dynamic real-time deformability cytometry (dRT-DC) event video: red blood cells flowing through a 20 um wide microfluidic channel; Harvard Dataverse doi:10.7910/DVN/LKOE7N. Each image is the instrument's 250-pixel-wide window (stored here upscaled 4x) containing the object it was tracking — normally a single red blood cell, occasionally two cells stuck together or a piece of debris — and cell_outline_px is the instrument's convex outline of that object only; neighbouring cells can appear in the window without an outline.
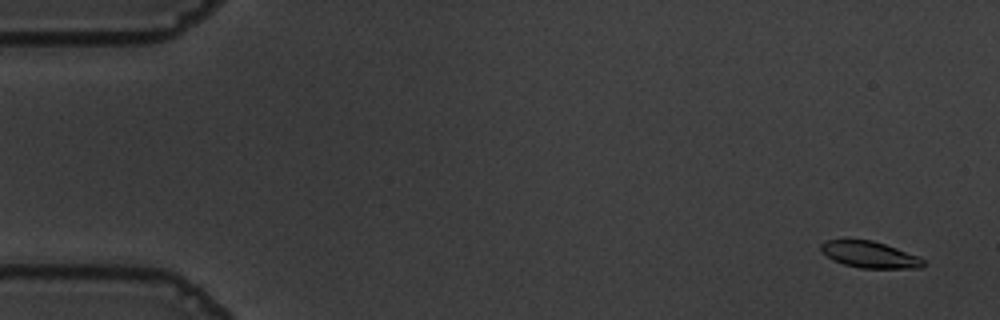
{"species": "common noctule bat (a hibernating species)", "species_latin": "Nyctalus noctula", "temperature_condition": "warm", "stored_images_in_passage": 56, "camera_frame_rate_fps": 3000, "um_per_image_px": 0.085, "animal": {"sex": "male", "body_mass_g": 19.5, "forearm_length_mm": 54.6}, "frame": {"image": 1, "passage_image": 3, "time_ms": 0.667, "image_size_px": [1000, 320], "cell_outline_px": [[924, 264], [920, 268], [860, 268], [844, 264], [832, 260], [820, 252], [820, 244], [828, 240], [872, 240], [920, 256], [924, 260]], "centroid_in_image_um": [73.9, 21.65], "position_along_channel_um": 11.1, "area_um2": 15.78}}
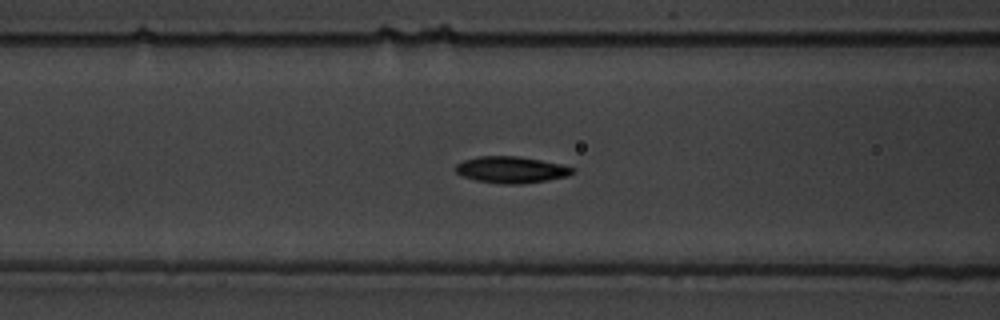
{"frame": {"image": 2, "passage_image": 23, "time_ms": 7.333, "image_size_px": [1000, 320], "cell_outline_px": [[576, 172], [568, 176], [548, 180], [520, 184], [500, 184], [476, 180], [460, 176], [456, 172], [456, 164], [464, 160], [476, 156], [520, 156], [564, 164], [576, 168]], "centroid_in_image_um": [43.5, 14.42], "position_along_channel_um": 123.1, "area_um2": 18.44}}
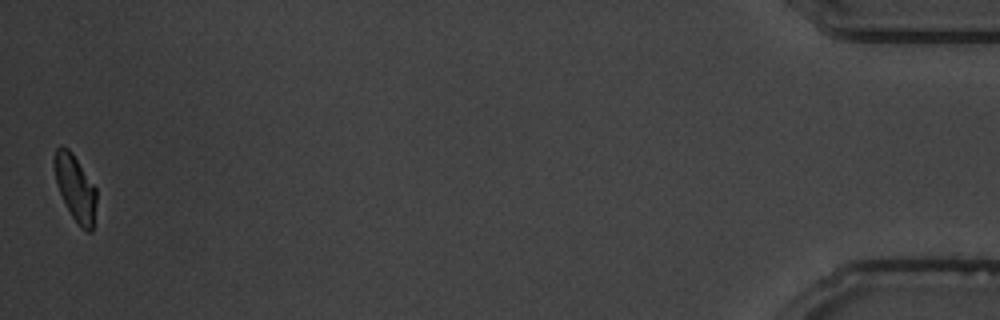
{"frame": {"image": 3, "passage_image": 56, "time_ms": 18.333, "image_size_px": [1000, 320], "cell_outline_px": [[96, 204], [92, 232], [88, 232], [80, 228], [72, 216], [60, 192], [56, 180], [52, 164], [52, 160], [56, 148], [60, 144], [68, 148], [72, 152], [96, 188]], "centroid_in_image_um": [6.39, 15.94], "position_along_channel_um": 428.8, "area_um2": 16.24}, "authors_computed_cell_mechanics": {"area_um2": 17.3978, "velocity_mm_per_s": 3.6154, "shape_relaxation_time_tau1_ms": 3.0286, "shape_relaxation_time_tau2_ms": 3.0611, "deformation_change_tau1": 0.1341, "deformation_change_tau2": 0.0834}}